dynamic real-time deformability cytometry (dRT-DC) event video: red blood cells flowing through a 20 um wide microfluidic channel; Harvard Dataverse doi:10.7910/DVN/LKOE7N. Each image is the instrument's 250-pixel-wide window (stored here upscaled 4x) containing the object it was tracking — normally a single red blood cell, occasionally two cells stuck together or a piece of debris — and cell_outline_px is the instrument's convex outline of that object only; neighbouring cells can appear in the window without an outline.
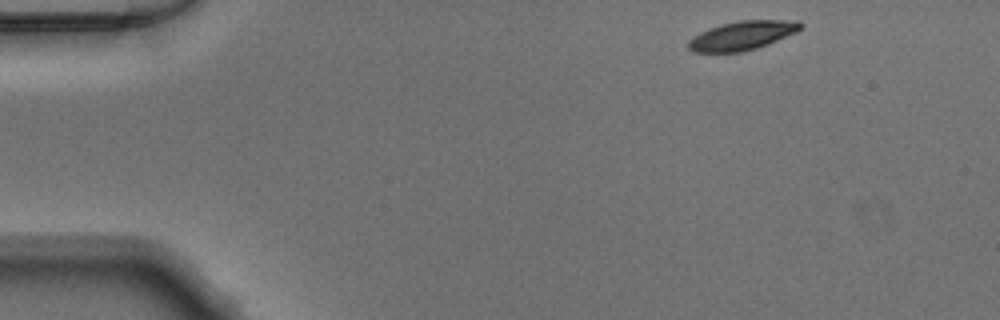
{"species": "Egyptian fruit bat (a non-hibernating species)", "species_latin": "Rousettus aegyptiacus", "temperature_condition": "warm", "stored_images_in_passage": 44, "camera_frame_rate_fps": 3000, "um_per_image_px": 0.085, "animal": {"sex": "male"}, "frame": {"image": 1, "passage_image": 1, "time_ms": 0.0, "image_size_px": [1000, 320], "cell_outline_px": [[804, 24], [796, 32], [768, 44], [744, 52], [692, 52], [688, 48], [688, 40], [700, 32], [724, 24], [740, 20], [800, 20]], "centroid_in_image_um": [63.11, 3.02], "position_along_channel_um": 21.9, "area_um2": 18.79}}
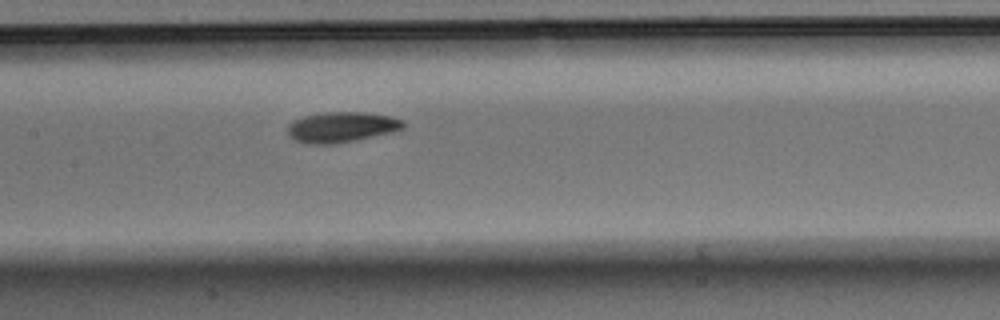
{"frame": {"image": 2, "passage_image": 19, "time_ms": 6.0, "image_size_px": [1000, 320], "cell_outline_px": [[404, 128], [392, 132], [332, 144], [308, 144], [296, 140], [288, 136], [288, 124], [304, 116], [324, 112], [364, 112], [392, 116], [404, 120]], "centroid_in_image_um": [29.04, 10.79], "position_along_channel_um": 178.4, "area_um2": 20.35}}
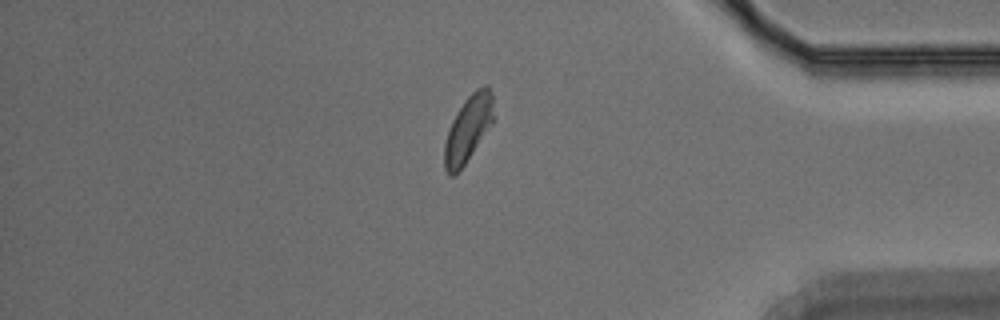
{"frame": {"image": 3, "passage_image": 37, "time_ms": 12.0, "image_size_px": [1000, 320], "cell_outline_px": [[492, 124], [456, 176], [448, 176], [444, 168], [444, 144], [452, 120], [464, 100], [476, 88], [484, 84], [488, 84], [492, 92]], "centroid_in_image_um": [39.77, 10.96], "position_along_channel_um": 395.4, "area_um2": 18.9}}